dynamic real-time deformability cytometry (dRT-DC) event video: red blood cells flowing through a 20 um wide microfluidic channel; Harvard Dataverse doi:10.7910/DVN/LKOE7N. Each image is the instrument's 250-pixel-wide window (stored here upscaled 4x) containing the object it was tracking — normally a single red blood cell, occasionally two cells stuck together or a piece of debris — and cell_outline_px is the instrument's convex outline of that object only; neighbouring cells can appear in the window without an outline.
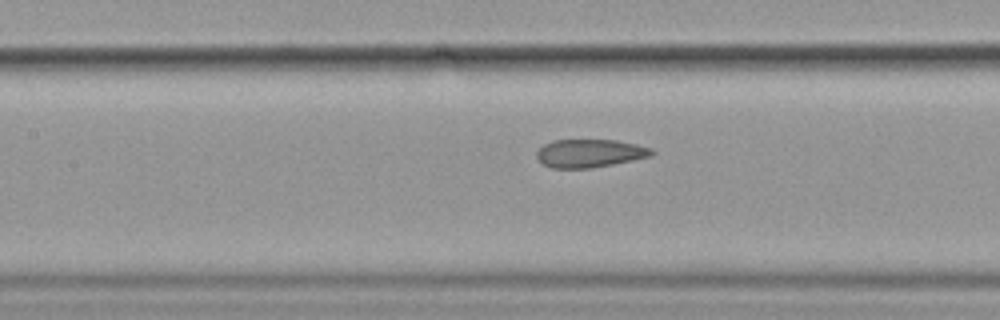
{"species": "common noctule bat (a hibernating species)", "species_latin": "Nyctalus noctula", "temperature_condition": "cold", "stored_images_in_passage": 24, "camera_frame_rate_fps": 3000, "um_per_image_px": 0.085, "animal": {"sex": "female", "body_mass_g": 19.9}, "frame": {"image": 1, "passage_image": 21, "time_ms": 6.667, "image_size_px": [1000, 320], "cell_outline_px": [[656, 152], [652, 156], [592, 168], [552, 168], [544, 164], [536, 156], [536, 152], [544, 144], [552, 140], [616, 140], [636, 144], [652, 148]], "centroid_in_image_um": [50.15, 13.02], "position_along_channel_um": 157.3, "area_um2": 18.84}}